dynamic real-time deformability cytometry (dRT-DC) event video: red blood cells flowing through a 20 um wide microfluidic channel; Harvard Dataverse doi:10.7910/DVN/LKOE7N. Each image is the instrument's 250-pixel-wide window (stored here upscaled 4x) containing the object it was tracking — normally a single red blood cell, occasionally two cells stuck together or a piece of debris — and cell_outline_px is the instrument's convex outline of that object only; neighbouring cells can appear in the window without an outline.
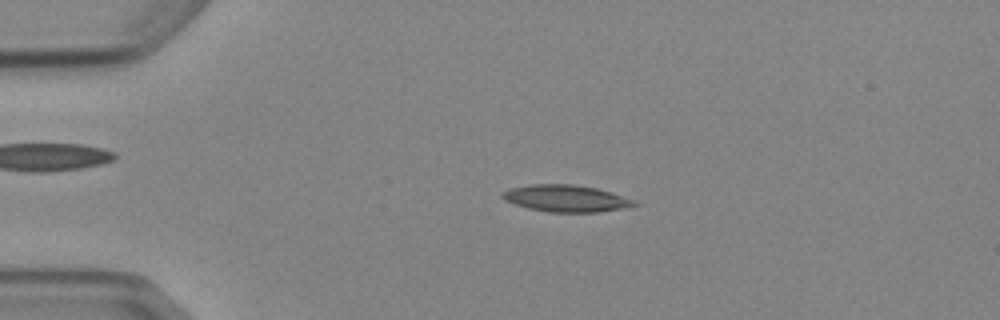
{"species": "Egyptian fruit bat (a non-hibernating species)", "species_latin": "Rousettus aegyptiacus", "temperature_condition": "cold", "stored_images_in_passage": 4, "camera_frame_rate_fps": 3000, "um_per_image_px": 0.085, "animal": {"sex": "female"}, "frame": {"image": 1, "passage_image": 2, "time_ms": 1.333, "image_size_px": [1000, 320], "cell_outline_px": [[640, 204], [620, 208], [596, 212], [552, 212], [528, 208], [504, 200], [500, 196], [508, 188], [532, 184], [572, 184], [596, 188], [636, 200]], "centroid_in_image_um": [48.09, 16.85], "position_along_channel_um": 36.9, "area_um2": 20.4}}
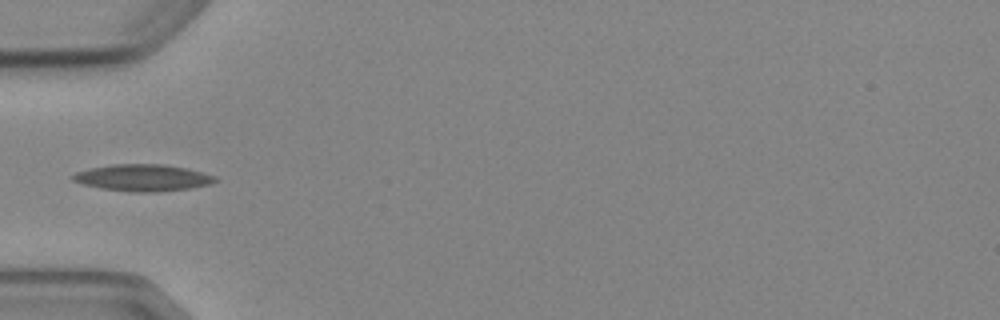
{"frame": {"image": 2, "passage_image": 3, "time_ms": 3.333, "image_size_px": [1000, 320], "cell_outline_px": [[220, 180], [212, 184], [192, 188], [160, 192], [128, 192], [100, 188], [84, 184], [72, 180], [68, 176], [76, 172], [92, 168], [112, 164], [164, 164], [184, 168], [216, 176]], "centroid_in_image_um": [12.15, 15.12], "position_along_channel_um": 72.8, "area_um2": 22.37}}
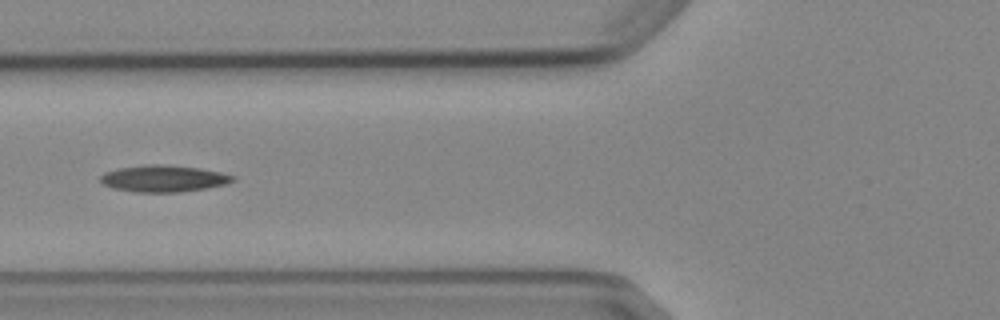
{"frame": {"image": 3, "passage_image": 4, "time_ms": 4.333, "image_size_px": [1000, 320], "cell_outline_px": [[236, 180], [224, 184], [208, 188], [180, 192], [136, 192], [112, 188], [104, 184], [100, 180], [100, 176], [104, 172], [120, 168], [144, 164], [164, 164], [200, 168], [220, 172], [236, 176]], "centroid_in_image_um": [13.91, 15.17], "position_along_channel_um": 111.9, "area_um2": 20.69}}